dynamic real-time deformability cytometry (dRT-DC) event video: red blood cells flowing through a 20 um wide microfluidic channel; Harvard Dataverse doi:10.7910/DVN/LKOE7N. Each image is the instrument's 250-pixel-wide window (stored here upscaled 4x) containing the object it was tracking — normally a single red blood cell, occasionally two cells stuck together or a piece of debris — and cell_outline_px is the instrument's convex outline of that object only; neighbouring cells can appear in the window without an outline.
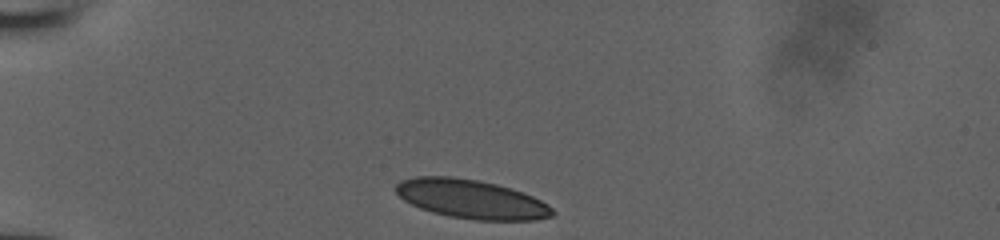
{"species": "human", "species_latin": "Homo sapiens", "temperature_condition": "room temperature", "stored_images_in_passage": 32, "camera_frame_rate_fps": 3000, "um_per_image_px": 0.085, "donor": {"sex": "male"}, "frame": {"image": 1, "passage_image": 1, "time_ms": 0.0, "image_size_px": [1000, 240], "cell_outline_px": [[556, 212], [552, 216], [536, 220], [476, 220], [448, 216], [432, 212], [420, 208], [404, 200], [396, 192], [396, 184], [400, 180], [416, 176], [452, 176], [476, 180], [496, 184], [532, 196], [548, 204]], "centroid_in_image_um": [40.05, 16.92], "position_along_channel_um": 45.0, "area_um2": 35.37}}
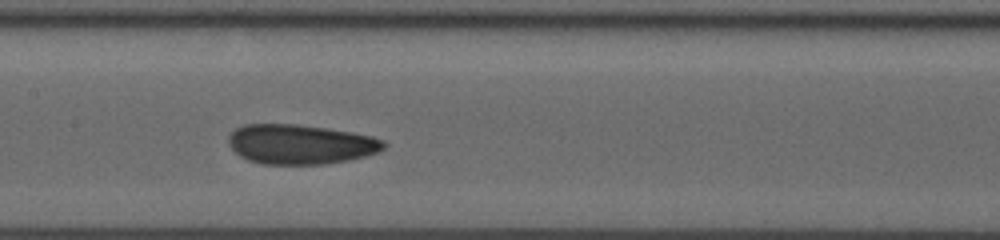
{"frame": {"image": 2, "passage_image": 14, "time_ms": 4.333, "image_size_px": [1000, 240], "cell_outline_px": [[388, 144], [380, 152], [348, 160], [320, 164], [260, 164], [248, 160], [240, 156], [228, 144], [228, 136], [236, 128], [244, 124], [296, 124], [324, 128], [372, 136], [384, 140]], "centroid_in_image_um": [25.53, 12.26], "position_along_channel_um": 181.9, "area_um2": 35.84}}
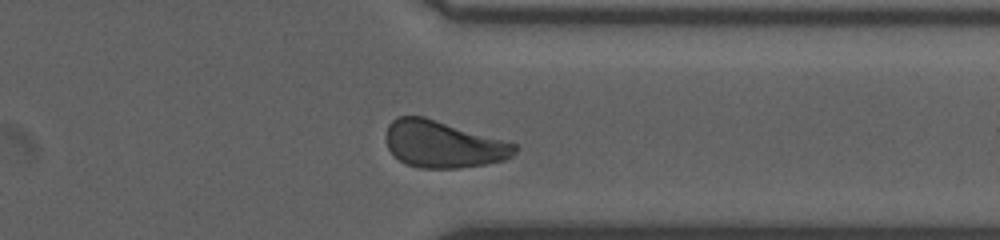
{"frame": {"image": 3, "passage_image": 28, "time_ms": 9.0, "image_size_px": [1000, 240], "cell_outline_px": [[516, 152], [512, 156], [504, 160], [484, 164], [460, 168], [420, 168], [404, 164], [388, 148], [388, 124], [396, 116], [424, 116], [516, 144]], "centroid_in_image_um": [37.66, 12.27], "position_along_channel_um": 373.7, "area_um2": 34.74}}